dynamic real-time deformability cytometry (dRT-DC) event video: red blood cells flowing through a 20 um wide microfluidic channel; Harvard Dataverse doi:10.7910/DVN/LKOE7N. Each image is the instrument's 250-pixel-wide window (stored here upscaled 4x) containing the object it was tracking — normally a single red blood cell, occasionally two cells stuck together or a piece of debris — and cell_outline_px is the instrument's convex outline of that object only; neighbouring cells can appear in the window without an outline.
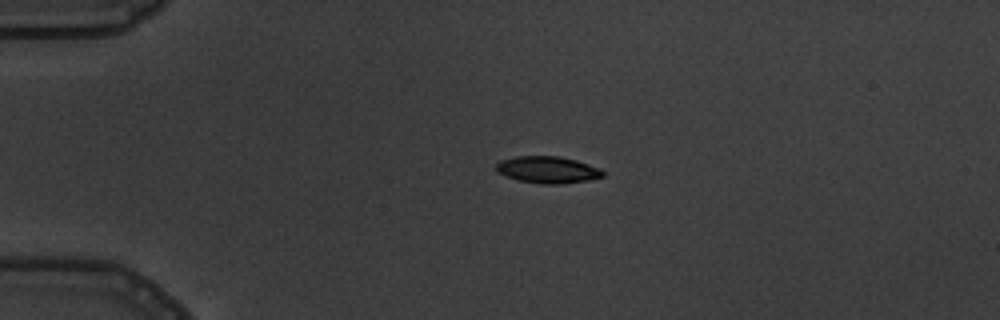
{"species": "common noctule bat (a hibernating species)", "species_latin": "Nyctalus noctula", "temperature_condition": "warm", "stored_images_in_passage": 2, "camera_frame_rate_fps": 3000, "um_per_image_px": 0.085, "animal": {"sex": "male", "body_mass_g": 19.5, "forearm_length_mm": 54.6}, "frame": {"image": 1, "passage_image": 1, "time_ms": 0.0, "image_size_px": [1000, 320], "cell_outline_px": [[604, 176], [588, 180], [560, 184], [540, 184], [520, 180], [496, 172], [496, 164], [500, 160], [516, 156], [560, 156], [576, 160], [600, 168], [604, 172]], "centroid_in_image_um": [46.55, 14.42], "position_along_channel_um": 38.4, "area_um2": 16.65}}